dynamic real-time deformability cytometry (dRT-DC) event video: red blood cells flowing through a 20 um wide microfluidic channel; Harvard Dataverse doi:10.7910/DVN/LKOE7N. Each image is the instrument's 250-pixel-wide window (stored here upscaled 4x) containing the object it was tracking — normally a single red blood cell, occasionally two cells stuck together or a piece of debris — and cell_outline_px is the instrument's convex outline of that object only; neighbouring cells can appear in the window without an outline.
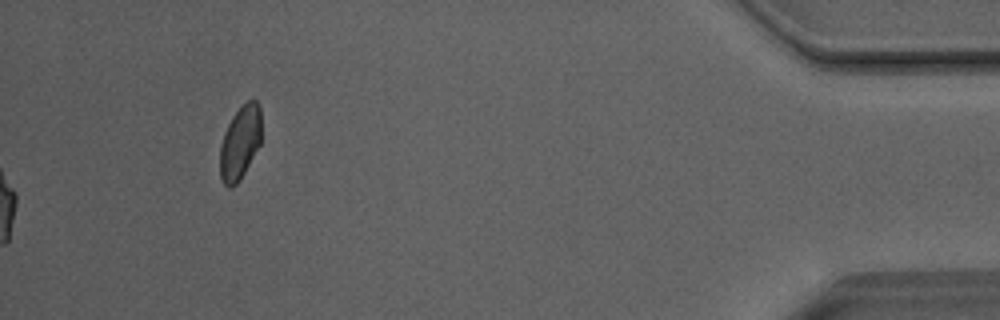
{"species": "Egyptian fruit bat (a non-hibernating species)", "species_latin": "Rousettus aegyptiacus", "temperature_condition": "room temperature", "stored_images_in_passage": 49, "camera_frame_rate_fps": 3000, "um_per_image_px": 0.085, "animal": {"sex": "male"}, "frame": {"image": 1, "passage_image": 49, "time_ms": 16.0, "image_size_px": [1000, 320], "cell_outline_px": [[260, 144], [240, 180], [232, 188], [228, 188], [224, 184], [220, 176], [220, 144], [224, 132], [232, 116], [248, 100], [256, 100], [260, 108]], "centroid_in_image_um": [20.39, 12.15], "position_along_channel_um": 414.8, "area_um2": 17.63}, "authors_computed_cell_mechanics": {"area_um2": 19.941, "velocity_mm_per_s": 4.0718, "shape_relaxation_time_tau1_ms": 6.1352, "shape_relaxation_time_tau2_ms": 1.6804, "deformation_change_tau1": 0.182, "deformation_change_tau2": 0.089}}